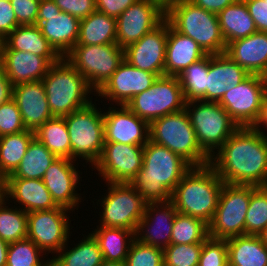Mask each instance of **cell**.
I'll list each match as a JSON object with an SVG mask.
<instances>
[{
	"mask_svg": "<svg viewBox=\"0 0 267 266\" xmlns=\"http://www.w3.org/2000/svg\"><path fill=\"white\" fill-rule=\"evenodd\" d=\"M8 243L0 238V266H6Z\"/></svg>",
	"mask_w": 267,
	"mask_h": 266,
	"instance_id": "obj_55",
	"label": "cell"
},
{
	"mask_svg": "<svg viewBox=\"0 0 267 266\" xmlns=\"http://www.w3.org/2000/svg\"><path fill=\"white\" fill-rule=\"evenodd\" d=\"M208 55L187 67L179 76L186 101H206Z\"/></svg>",
	"mask_w": 267,
	"mask_h": 266,
	"instance_id": "obj_40",
	"label": "cell"
},
{
	"mask_svg": "<svg viewBox=\"0 0 267 266\" xmlns=\"http://www.w3.org/2000/svg\"><path fill=\"white\" fill-rule=\"evenodd\" d=\"M253 128L256 131L262 133L265 137H267V134H266V131H265V129H267V94H266V96L264 97V100H263L262 110H261L259 119L255 123Z\"/></svg>",
	"mask_w": 267,
	"mask_h": 266,
	"instance_id": "obj_54",
	"label": "cell"
},
{
	"mask_svg": "<svg viewBox=\"0 0 267 266\" xmlns=\"http://www.w3.org/2000/svg\"><path fill=\"white\" fill-rule=\"evenodd\" d=\"M107 193L96 201L100 219L97 226L124 228L136 231L145 212L146 202L130 183L106 182ZM100 204V205H98Z\"/></svg>",
	"mask_w": 267,
	"mask_h": 266,
	"instance_id": "obj_10",
	"label": "cell"
},
{
	"mask_svg": "<svg viewBox=\"0 0 267 266\" xmlns=\"http://www.w3.org/2000/svg\"><path fill=\"white\" fill-rule=\"evenodd\" d=\"M257 31L267 33V0H243Z\"/></svg>",
	"mask_w": 267,
	"mask_h": 266,
	"instance_id": "obj_49",
	"label": "cell"
},
{
	"mask_svg": "<svg viewBox=\"0 0 267 266\" xmlns=\"http://www.w3.org/2000/svg\"><path fill=\"white\" fill-rule=\"evenodd\" d=\"M190 1L209 12L218 14L236 0H190Z\"/></svg>",
	"mask_w": 267,
	"mask_h": 266,
	"instance_id": "obj_52",
	"label": "cell"
},
{
	"mask_svg": "<svg viewBox=\"0 0 267 266\" xmlns=\"http://www.w3.org/2000/svg\"><path fill=\"white\" fill-rule=\"evenodd\" d=\"M42 82L53 117L67 116L92 102L94 91L65 57L50 66Z\"/></svg>",
	"mask_w": 267,
	"mask_h": 266,
	"instance_id": "obj_5",
	"label": "cell"
},
{
	"mask_svg": "<svg viewBox=\"0 0 267 266\" xmlns=\"http://www.w3.org/2000/svg\"><path fill=\"white\" fill-rule=\"evenodd\" d=\"M12 98L19 108L26 129L35 131L53 118L42 80L14 85Z\"/></svg>",
	"mask_w": 267,
	"mask_h": 266,
	"instance_id": "obj_24",
	"label": "cell"
},
{
	"mask_svg": "<svg viewBox=\"0 0 267 266\" xmlns=\"http://www.w3.org/2000/svg\"><path fill=\"white\" fill-rule=\"evenodd\" d=\"M191 168L182 157L149 140L144 146L142 168L130 184L146 203L167 202Z\"/></svg>",
	"mask_w": 267,
	"mask_h": 266,
	"instance_id": "obj_2",
	"label": "cell"
},
{
	"mask_svg": "<svg viewBox=\"0 0 267 266\" xmlns=\"http://www.w3.org/2000/svg\"><path fill=\"white\" fill-rule=\"evenodd\" d=\"M137 0H95L96 10L110 17L117 18Z\"/></svg>",
	"mask_w": 267,
	"mask_h": 266,
	"instance_id": "obj_51",
	"label": "cell"
},
{
	"mask_svg": "<svg viewBox=\"0 0 267 266\" xmlns=\"http://www.w3.org/2000/svg\"><path fill=\"white\" fill-rule=\"evenodd\" d=\"M73 248L68 242L52 256L50 266H100L104 259L97 241L89 233Z\"/></svg>",
	"mask_w": 267,
	"mask_h": 266,
	"instance_id": "obj_34",
	"label": "cell"
},
{
	"mask_svg": "<svg viewBox=\"0 0 267 266\" xmlns=\"http://www.w3.org/2000/svg\"><path fill=\"white\" fill-rule=\"evenodd\" d=\"M43 255L48 256L33 241L26 238L8 245L6 266H50V258L46 260Z\"/></svg>",
	"mask_w": 267,
	"mask_h": 266,
	"instance_id": "obj_41",
	"label": "cell"
},
{
	"mask_svg": "<svg viewBox=\"0 0 267 266\" xmlns=\"http://www.w3.org/2000/svg\"><path fill=\"white\" fill-rule=\"evenodd\" d=\"M116 18L97 10L80 19L79 36L76 45L116 44Z\"/></svg>",
	"mask_w": 267,
	"mask_h": 266,
	"instance_id": "obj_33",
	"label": "cell"
},
{
	"mask_svg": "<svg viewBox=\"0 0 267 266\" xmlns=\"http://www.w3.org/2000/svg\"><path fill=\"white\" fill-rule=\"evenodd\" d=\"M165 19L178 32L193 39L207 54L225 53L226 42L217 14L190 0L165 2Z\"/></svg>",
	"mask_w": 267,
	"mask_h": 266,
	"instance_id": "obj_4",
	"label": "cell"
},
{
	"mask_svg": "<svg viewBox=\"0 0 267 266\" xmlns=\"http://www.w3.org/2000/svg\"><path fill=\"white\" fill-rule=\"evenodd\" d=\"M266 94L267 77L250 74L235 88L226 92L218 103L239 128L253 127L259 119Z\"/></svg>",
	"mask_w": 267,
	"mask_h": 266,
	"instance_id": "obj_13",
	"label": "cell"
},
{
	"mask_svg": "<svg viewBox=\"0 0 267 266\" xmlns=\"http://www.w3.org/2000/svg\"><path fill=\"white\" fill-rule=\"evenodd\" d=\"M18 26L10 0H0V36L5 39Z\"/></svg>",
	"mask_w": 267,
	"mask_h": 266,
	"instance_id": "obj_50",
	"label": "cell"
},
{
	"mask_svg": "<svg viewBox=\"0 0 267 266\" xmlns=\"http://www.w3.org/2000/svg\"><path fill=\"white\" fill-rule=\"evenodd\" d=\"M10 202L0 198V238L6 243H14L27 238V212L21 208L7 206ZM15 208V209H14Z\"/></svg>",
	"mask_w": 267,
	"mask_h": 266,
	"instance_id": "obj_38",
	"label": "cell"
},
{
	"mask_svg": "<svg viewBox=\"0 0 267 266\" xmlns=\"http://www.w3.org/2000/svg\"><path fill=\"white\" fill-rule=\"evenodd\" d=\"M225 54L249 74L267 77V33L257 31L228 43Z\"/></svg>",
	"mask_w": 267,
	"mask_h": 266,
	"instance_id": "obj_26",
	"label": "cell"
},
{
	"mask_svg": "<svg viewBox=\"0 0 267 266\" xmlns=\"http://www.w3.org/2000/svg\"><path fill=\"white\" fill-rule=\"evenodd\" d=\"M3 45H4V39L0 36V60L2 55Z\"/></svg>",
	"mask_w": 267,
	"mask_h": 266,
	"instance_id": "obj_58",
	"label": "cell"
},
{
	"mask_svg": "<svg viewBox=\"0 0 267 266\" xmlns=\"http://www.w3.org/2000/svg\"><path fill=\"white\" fill-rule=\"evenodd\" d=\"M186 100L178 76H160L152 86L135 95L126 106L149 124L185 109Z\"/></svg>",
	"mask_w": 267,
	"mask_h": 266,
	"instance_id": "obj_12",
	"label": "cell"
},
{
	"mask_svg": "<svg viewBox=\"0 0 267 266\" xmlns=\"http://www.w3.org/2000/svg\"><path fill=\"white\" fill-rule=\"evenodd\" d=\"M250 74L225 53L208 54L206 101L219 102L222 96Z\"/></svg>",
	"mask_w": 267,
	"mask_h": 266,
	"instance_id": "obj_25",
	"label": "cell"
},
{
	"mask_svg": "<svg viewBox=\"0 0 267 266\" xmlns=\"http://www.w3.org/2000/svg\"><path fill=\"white\" fill-rule=\"evenodd\" d=\"M58 157L34 138L16 170L6 178L41 179Z\"/></svg>",
	"mask_w": 267,
	"mask_h": 266,
	"instance_id": "obj_36",
	"label": "cell"
},
{
	"mask_svg": "<svg viewBox=\"0 0 267 266\" xmlns=\"http://www.w3.org/2000/svg\"><path fill=\"white\" fill-rule=\"evenodd\" d=\"M149 129L150 141L167 147L192 167L210 164V157L199 146L185 109L153 120Z\"/></svg>",
	"mask_w": 267,
	"mask_h": 266,
	"instance_id": "obj_6",
	"label": "cell"
},
{
	"mask_svg": "<svg viewBox=\"0 0 267 266\" xmlns=\"http://www.w3.org/2000/svg\"><path fill=\"white\" fill-rule=\"evenodd\" d=\"M209 237V226L200 218L176 213L170 244L203 243Z\"/></svg>",
	"mask_w": 267,
	"mask_h": 266,
	"instance_id": "obj_39",
	"label": "cell"
},
{
	"mask_svg": "<svg viewBox=\"0 0 267 266\" xmlns=\"http://www.w3.org/2000/svg\"><path fill=\"white\" fill-rule=\"evenodd\" d=\"M90 234L97 241L105 261L121 263L125 262L135 239V232L124 228L97 226Z\"/></svg>",
	"mask_w": 267,
	"mask_h": 266,
	"instance_id": "obj_32",
	"label": "cell"
},
{
	"mask_svg": "<svg viewBox=\"0 0 267 266\" xmlns=\"http://www.w3.org/2000/svg\"><path fill=\"white\" fill-rule=\"evenodd\" d=\"M2 197V181L0 180V198Z\"/></svg>",
	"mask_w": 267,
	"mask_h": 266,
	"instance_id": "obj_59",
	"label": "cell"
},
{
	"mask_svg": "<svg viewBox=\"0 0 267 266\" xmlns=\"http://www.w3.org/2000/svg\"><path fill=\"white\" fill-rule=\"evenodd\" d=\"M143 151L144 146L104 143L101 157L91 169L105 182L131 183L142 168Z\"/></svg>",
	"mask_w": 267,
	"mask_h": 266,
	"instance_id": "obj_16",
	"label": "cell"
},
{
	"mask_svg": "<svg viewBox=\"0 0 267 266\" xmlns=\"http://www.w3.org/2000/svg\"><path fill=\"white\" fill-rule=\"evenodd\" d=\"M62 12L79 19L88 17L96 10L95 0H53Z\"/></svg>",
	"mask_w": 267,
	"mask_h": 266,
	"instance_id": "obj_48",
	"label": "cell"
},
{
	"mask_svg": "<svg viewBox=\"0 0 267 266\" xmlns=\"http://www.w3.org/2000/svg\"><path fill=\"white\" fill-rule=\"evenodd\" d=\"M2 51H22L45 57L51 64L61 56L43 36L38 25H19L5 39Z\"/></svg>",
	"mask_w": 267,
	"mask_h": 266,
	"instance_id": "obj_29",
	"label": "cell"
},
{
	"mask_svg": "<svg viewBox=\"0 0 267 266\" xmlns=\"http://www.w3.org/2000/svg\"><path fill=\"white\" fill-rule=\"evenodd\" d=\"M168 37V21L164 19L157 27L146 33L136 43L124 49V59L135 68L165 75V55Z\"/></svg>",
	"mask_w": 267,
	"mask_h": 266,
	"instance_id": "obj_19",
	"label": "cell"
},
{
	"mask_svg": "<svg viewBox=\"0 0 267 266\" xmlns=\"http://www.w3.org/2000/svg\"><path fill=\"white\" fill-rule=\"evenodd\" d=\"M267 226V189L257 187L250 197V203L245 216V234L259 235Z\"/></svg>",
	"mask_w": 267,
	"mask_h": 266,
	"instance_id": "obj_42",
	"label": "cell"
},
{
	"mask_svg": "<svg viewBox=\"0 0 267 266\" xmlns=\"http://www.w3.org/2000/svg\"><path fill=\"white\" fill-rule=\"evenodd\" d=\"M261 241L267 246V226L262 230V232L258 235Z\"/></svg>",
	"mask_w": 267,
	"mask_h": 266,
	"instance_id": "obj_57",
	"label": "cell"
},
{
	"mask_svg": "<svg viewBox=\"0 0 267 266\" xmlns=\"http://www.w3.org/2000/svg\"><path fill=\"white\" fill-rule=\"evenodd\" d=\"M80 171L75 161L68 158H57L46 170L42 181L49 190L54 202L61 207L74 211L80 207L82 194H78ZM79 184V185H78ZM78 185V186H77Z\"/></svg>",
	"mask_w": 267,
	"mask_h": 266,
	"instance_id": "obj_21",
	"label": "cell"
},
{
	"mask_svg": "<svg viewBox=\"0 0 267 266\" xmlns=\"http://www.w3.org/2000/svg\"><path fill=\"white\" fill-rule=\"evenodd\" d=\"M210 165L224 183L265 187L267 137L253 127L238 128L210 158Z\"/></svg>",
	"mask_w": 267,
	"mask_h": 266,
	"instance_id": "obj_1",
	"label": "cell"
},
{
	"mask_svg": "<svg viewBox=\"0 0 267 266\" xmlns=\"http://www.w3.org/2000/svg\"><path fill=\"white\" fill-rule=\"evenodd\" d=\"M256 188L251 185L223 184L214 217L208 224L209 237L228 239L245 235V216L251 193Z\"/></svg>",
	"mask_w": 267,
	"mask_h": 266,
	"instance_id": "obj_11",
	"label": "cell"
},
{
	"mask_svg": "<svg viewBox=\"0 0 267 266\" xmlns=\"http://www.w3.org/2000/svg\"><path fill=\"white\" fill-rule=\"evenodd\" d=\"M88 106L64 116L71 142V160H85L91 168L98 162L104 147V116L101 108Z\"/></svg>",
	"mask_w": 267,
	"mask_h": 266,
	"instance_id": "obj_7",
	"label": "cell"
},
{
	"mask_svg": "<svg viewBox=\"0 0 267 266\" xmlns=\"http://www.w3.org/2000/svg\"><path fill=\"white\" fill-rule=\"evenodd\" d=\"M224 182L208 164L192 167L171 194L178 213L197 217L209 224L218 206Z\"/></svg>",
	"mask_w": 267,
	"mask_h": 266,
	"instance_id": "obj_3",
	"label": "cell"
},
{
	"mask_svg": "<svg viewBox=\"0 0 267 266\" xmlns=\"http://www.w3.org/2000/svg\"><path fill=\"white\" fill-rule=\"evenodd\" d=\"M176 213L171 200L146 203L145 212L135 231V239L162 249L169 246Z\"/></svg>",
	"mask_w": 267,
	"mask_h": 266,
	"instance_id": "obj_22",
	"label": "cell"
},
{
	"mask_svg": "<svg viewBox=\"0 0 267 266\" xmlns=\"http://www.w3.org/2000/svg\"><path fill=\"white\" fill-rule=\"evenodd\" d=\"M35 138L34 131L25 130L17 134L0 137V180L3 181L19 166L27 152L31 141Z\"/></svg>",
	"mask_w": 267,
	"mask_h": 266,
	"instance_id": "obj_35",
	"label": "cell"
},
{
	"mask_svg": "<svg viewBox=\"0 0 267 266\" xmlns=\"http://www.w3.org/2000/svg\"><path fill=\"white\" fill-rule=\"evenodd\" d=\"M71 210L57 207L27 214V239L33 241L45 254L57 253L68 241ZM47 252V253H46Z\"/></svg>",
	"mask_w": 267,
	"mask_h": 266,
	"instance_id": "obj_14",
	"label": "cell"
},
{
	"mask_svg": "<svg viewBox=\"0 0 267 266\" xmlns=\"http://www.w3.org/2000/svg\"><path fill=\"white\" fill-rule=\"evenodd\" d=\"M2 196L14 204L17 202L27 213L59 207L41 179L5 178Z\"/></svg>",
	"mask_w": 267,
	"mask_h": 266,
	"instance_id": "obj_23",
	"label": "cell"
},
{
	"mask_svg": "<svg viewBox=\"0 0 267 266\" xmlns=\"http://www.w3.org/2000/svg\"><path fill=\"white\" fill-rule=\"evenodd\" d=\"M65 59L86 79L95 95L124 60L117 44L75 45Z\"/></svg>",
	"mask_w": 267,
	"mask_h": 266,
	"instance_id": "obj_9",
	"label": "cell"
},
{
	"mask_svg": "<svg viewBox=\"0 0 267 266\" xmlns=\"http://www.w3.org/2000/svg\"><path fill=\"white\" fill-rule=\"evenodd\" d=\"M119 107L111 105L108 110H103L105 143L145 146L149 141V123L138 117L126 105Z\"/></svg>",
	"mask_w": 267,
	"mask_h": 266,
	"instance_id": "obj_20",
	"label": "cell"
},
{
	"mask_svg": "<svg viewBox=\"0 0 267 266\" xmlns=\"http://www.w3.org/2000/svg\"><path fill=\"white\" fill-rule=\"evenodd\" d=\"M36 25L61 57L77 44L80 19L62 12L53 0L40 1Z\"/></svg>",
	"mask_w": 267,
	"mask_h": 266,
	"instance_id": "obj_17",
	"label": "cell"
},
{
	"mask_svg": "<svg viewBox=\"0 0 267 266\" xmlns=\"http://www.w3.org/2000/svg\"><path fill=\"white\" fill-rule=\"evenodd\" d=\"M124 264L125 266H164L163 249L134 239Z\"/></svg>",
	"mask_w": 267,
	"mask_h": 266,
	"instance_id": "obj_44",
	"label": "cell"
},
{
	"mask_svg": "<svg viewBox=\"0 0 267 266\" xmlns=\"http://www.w3.org/2000/svg\"><path fill=\"white\" fill-rule=\"evenodd\" d=\"M27 130L22 121L19 108L12 98L0 105V137L17 134Z\"/></svg>",
	"mask_w": 267,
	"mask_h": 266,
	"instance_id": "obj_46",
	"label": "cell"
},
{
	"mask_svg": "<svg viewBox=\"0 0 267 266\" xmlns=\"http://www.w3.org/2000/svg\"><path fill=\"white\" fill-rule=\"evenodd\" d=\"M198 266H228L226 239L208 237L202 243Z\"/></svg>",
	"mask_w": 267,
	"mask_h": 266,
	"instance_id": "obj_45",
	"label": "cell"
},
{
	"mask_svg": "<svg viewBox=\"0 0 267 266\" xmlns=\"http://www.w3.org/2000/svg\"><path fill=\"white\" fill-rule=\"evenodd\" d=\"M157 78L155 73L135 68L124 59L95 96L104 97L110 105H126L135 95L149 89Z\"/></svg>",
	"mask_w": 267,
	"mask_h": 266,
	"instance_id": "obj_18",
	"label": "cell"
},
{
	"mask_svg": "<svg viewBox=\"0 0 267 266\" xmlns=\"http://www.w3.org/2000/svg\"><path fill=\"white\" fill-rule=\"evenodd\" d=\"M185 110L199 146L210 158L239 128L218 102L190 100Z\"/></svg>",
	"mask_w": 267,
	"mask_h": 266,
	"instance_id": "obj_8",
	"label": "cell"
},
{
	"mask_svg": "<svg viewBox=\"0 0 267 266\" xmlns=\"http://www.w3.org/2000/svg\"><path fill=\"white\" fill-rule=\"evenodd\" d=\"M207 55L193 39L176 31L168 23L165 75L179 76L187 67Z\"/></svg>",
	"mask_w": 267,
	"mask_h": 266,
	"instance_id": "obj_27",
	"label": "cell"
},
{
	"mask_svg": "<svg viewBox=\"0 0 267 266\" xmlns=\"http://www.w3.org/2000/svg\"><path fill=\"white\" fill-rule=\"evenodd\" d=\"M19 25H35L38 16L39 0H10Z\"/></svg>",
	"mask_w": 267,
	"mask_h": 266,
	"instance_id": "obj_47",
	"label": "cell"
},
{
	"mask_svg": "<svg viewBox=\"0 0 267 266\" xmlns=\"http://www.w3.org/2000/svg\"><path fill=\"white\" fill-rule=\"evenodd\" d=\"M100 266H125L124 263L121 262H114V261H103Z\"/></svg>",
	"mask_w": 267,
	"mask_h": 266,
	"instance_id": "obj_56",
	"label": "cell"
},
{
	"mask_svg": "<svg viewBox=\"0 0 267 266\" xmlns=\"http://www.w3.org/2000/svg\"><path fill=\"white\" fill-rule=\"evenodd\" d=\"M13 97V85L7 78L2 64L0 63V105L8 102Z\"/></svg>",
	"mask_w": 267,
	"mask_h": 266,
	"instance_id": "obj_53",
	"label": "cell"
},
{
	"mask_svg": "<svg viewBox=\"0 0 267 266\" xmlns=\"http://www.w3.org/2000/svg\"><path fill=\"white\" fill-rule=\"evenodd\" d=\"M35 138L58 158L71 159V142L64 117H53L40 125Z\"/></svg>",
	"mask_w": 267,
	"mask_h": 266,
	"instance_id": "obj_37",
	"label": "cell"
},
{
	"mask_svg": "<svg viewBox=\"0 0 267 266\" xmlns=\"http://www.w3.org/2000/svg\"><path fill=\"white\" fill-rule=\"evenodd\" d=\"M202 243L170 244L163 249L164 266H198Z\"/></svg>",
	"mask_w": 267,
	"mask_h": 266,
	"instance_id": "obj_43",
	"label": "cell"
},
{
	"mask_svg": "<svg viewBox=\"0 0 267 266\" xmlns=\"http://www.w3.org/2000/svg\"><path fill=\"white\" fill-rule=\"evenodd\" d=\"M226 45L257 32L254 20L243 0H236L217 14Z\"/></svg>",
	"mask_w": 267,
	"mask_h": 266,
	"instance_id": "obj_31",
	"label": "cell"
},
{
	"mask_svg": "<svg viewBox=\"0 0 267 266\" xmlns=\"http://www.w3.org/2000/svg\"><path fill=\"white\" fill-rule=\"evenodd\" d=\"M0 63L13 86L42 80L52 65L45 57L22 51H2Z\"/></svg>",
	"mask_w": 267,
	"mask_h": 266,
	"instance_id": "obj_28",
	"label": "cell"
},
{
	"mask_svg": "<svg viewBox=\"0 0 267 266\" xmlns=\"http://www.w3.org/2000/svg\"><path fill=\"white\" fill-rule=\"evenodd\" d=\"M164 19V0H137L116 18V44L122 49L127 48Z\"/></svg>",
	"mask_w": 267,
	"mask_h": 266,
	"instance_id": "obj_15",
	"label": "cell"
},
{
	"mask_svg": "<svg viewBox=\"0 0 267 266\" xmlns=\"http://www.w3.org/2000/svg\"><path fill=\"white\" fill-rule=\"evenodd\" d=\"M228 266H267V246L257 235L226 239Z\"/></svg>",
	"mask_w": 267,
	"mask_h": 266,
	"instance_id": "obj_30",
	"label": "cell"
}]
</instances>
